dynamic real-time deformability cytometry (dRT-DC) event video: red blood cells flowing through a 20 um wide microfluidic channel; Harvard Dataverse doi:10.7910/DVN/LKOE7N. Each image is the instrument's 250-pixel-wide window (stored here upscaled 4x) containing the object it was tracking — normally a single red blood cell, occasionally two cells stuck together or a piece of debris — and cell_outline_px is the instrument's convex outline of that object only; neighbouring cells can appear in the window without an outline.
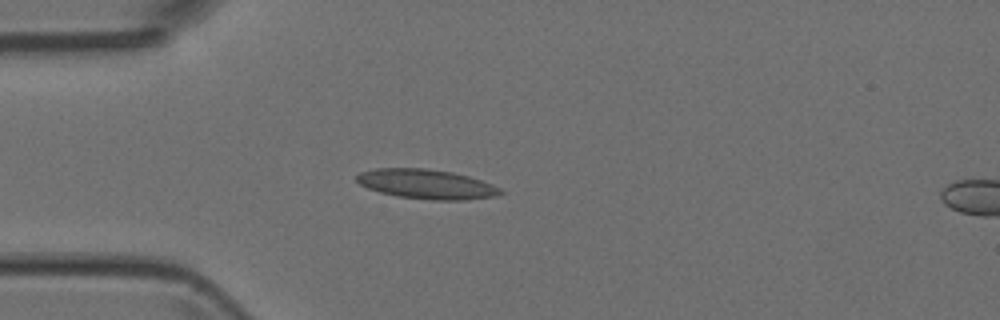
{"species": "Egyptian fruit bat (a non-hibernating species)", "species_latin": "Rousettus aegyptiacus", "temperature_condition": "room temperature", "stored_images_in_passage": 5, "camera_frame_rate_fps": 3000, "um_per_image_px": 0.085, "animal": {"sex": "female"}, "frame": {"image": 1, "passage_image": 4, "time_ms": 3.333, "image_size_px": [1000, 320], "cell_outline_px": [[504, 192], [496, 196], [464, 200], [432, 200], [396, 196], [380, 192], [368, 188], [360, 184], [356, 180], [356, 176], [360, 172], [376, 168], [424, 168], [452, 172], [468, 176], [492, 184], [500, 188]], "centroid_in_image_um": [36.24, 15.65], "position_along_channel_um": 48.8, "area_um2": 24.74}}